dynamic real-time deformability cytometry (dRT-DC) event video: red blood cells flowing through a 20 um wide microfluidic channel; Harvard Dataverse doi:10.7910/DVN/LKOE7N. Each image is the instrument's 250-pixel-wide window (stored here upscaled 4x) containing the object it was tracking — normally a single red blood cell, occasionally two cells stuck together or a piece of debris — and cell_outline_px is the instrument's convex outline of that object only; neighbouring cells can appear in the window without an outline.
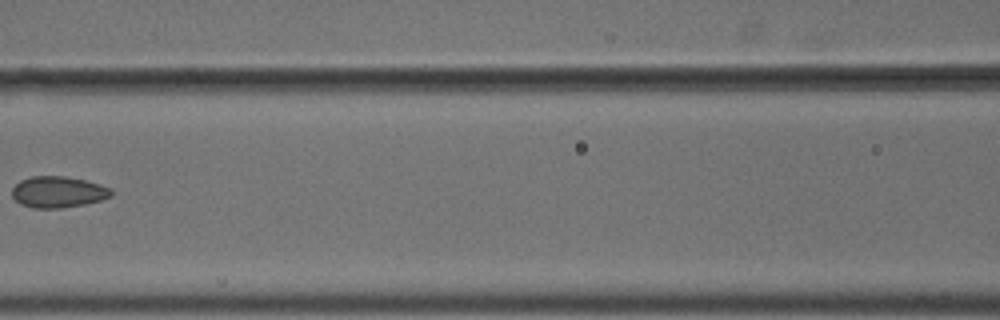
{"species": "common noctule bat (a hibernating species)", "species_latin": "Nyctalus noctula", "temperature_condition": "cold", "stored_images_in_passage": 4, "camera_frame_rate_fps": 3000, "um_per_image_px": 0.085, "animal": {"sex": "male", "body_mass_g": 18.8}, "frame": {"image": 1, "passage_image": 4, "time_ms": 1.0, "image_size_px": [1000, 320], "cell_outline_px": [[112, 196], [100, 200], [84, 204], [60, 208], [32, 208], [20, 204], [12, 196], [12, 188], [20, 180], [32, 176], [64, 176], [84, 180], [100, 184], [112, 188]], "centroid_in_image_um": [4.93, 16.32], "position_along_channel_um": 161.7, "area_um2": 18.09}}